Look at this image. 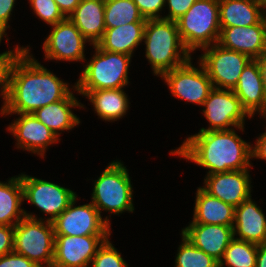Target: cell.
<instances>
[{
	"label": "cell",
	"mask_w": 266,
	"mask_h": 267,
	"mask_svg": "<svg viewBox=\"0 0 266 267\" xmlns=\"http://www.w3.org/2000/svg\"><path fill=\"white\" fill-rule=\"evenodd\" d=\"M108 236L110 235H55L52 267H89Z\"/></svg>",
	"instance_id": "4fadbf2b"
},
{
	"label": "cell",
	"mask_w": 266,
	"mask_h": 267,
	"mask_svg": "<svg viewBox=\"0 0 266 267\" xmlns=\"http://www.w3.org/2000/svg\"><path fill=\"white\" fill-rule=\"evenodd\" d=\"M143 40L146 44V58L155 75L162 76L191 58L181 41L176 21L147 19Z\"/></svg>",
	"instance_id": "3957f363"
},
{
	"label": "cell",
	"mask_w": 266,
	"mask_h": 267,
	"mask_svg": "<svg viewBox=\"0 0 266 267\" xmlns=\"http://www.w3.org/2000/svg\"><path fill=\"white\" fill-rule=\"evenodd\" d=\"M25 49L11 67L8 98L2 115L30 114L51 103L64 100L70 93L67 83L42 66Z\"/></svg>",
	"instance_id": "6da1fadb"
},
{
	"label": "cell",
	"mask_w": 266,
	"mask_h": 267,
	"mask_svg": "<svg viewBox=\"0 0 266 267\" xmlns=\"http://www.w3.org/2000/svg\"><path fill=\"white\" fill-rule=\"evenodd\" d=\"M233 91L251 117L256 111L266 117V86L259 59H252L244 68Z\"/></svg>",
	"instance_id": "2e32d148"
},
{
	"label": "cell",
	"mask_w": 266,
	"mask_h": 267,
	"mask_svg": "<svg viewBox=\"0 0 266 267\" xmlns=\"http://www.w3.org/2000/svg\"><path fill=\"white\" fill-rule=\"evenodd\" d=\"M52 31L43 43L45 58L66 61H84V45L88 41L66 17L53 25Z\"/></svg>",
	"instance_id": "5bb4252c"
},
{
	"label": "cell",
	"mask_w": 266,
	"mask_h": 267,
	"mask_svg": "<svg viewBox=\"0 0 266 267\" xmlns=\"http://www.w3.org/2000/svg\"><path fill=\"white\" fill-rule=\"evenodd\" d=\"M18 115L20 117L7 128L16 137L17 148H25L43 157L47 146L57 142L58 137L33 113Z\"/></svg>",
	"instance_id": "ac0fdd59"
},
{
	"label": "cell",
	"mask_w": 266,
	"mask_h": 267,
	"mask_svg": "<svg viewBox=\"0 0 266 267\" xmlns=\"http://www.w3.org/2000/svg\"><path fill=\"white\" fill-rule=\"evenodd\" d=\"M77 196L68 207L52 221L55 235L87 236L110 235L108 217L102 219L101 214L92 204L75 205Z\"/></svg>",
	"instance_id": "9c48e42d"
},
{
	"label": "cell",
	"mask_w": 266,
	"mask_h": 267,
	"mask_svg": "<svg viewBox=\"0 0 266 267\" xmlns=\"http://www.w3.org/2000/svg\"><path fill=\"white\" fill-rule=\"evenodd\" d=\"M176 23L181 41L190 53L218 43L219 0H197Z\"/></svg>",
	"instance_id": "277c9868"
},
{
	"label": "cell",
	"mask_w": 266,
	"mask_h": 267,
	"mask_svg": "<svg viewBox=\"0 0 266 267\" xmlns=\"http://www.w3.org/2000/svg\"><path fill=\"white\" fill-rule=\"evenodd\" d=\"M260 1V6H261V11H262V18L266 22V0H259Z\"/></svg>",
	"instance_id": "7bdbcfd3"
},
{
	"label": "cell",
	"mask_w": 266,
	"mask_h": 267,
	"mask_svg": "<svg viewBox=\"0 0 266 267\" xmlns=\"http://www.w3.org/2000/svg\"><path fill=\"white\" fill-rule=\"evenodd\" d=\"M146 22H133L115 28H106L96 45L109 52L132 56L134 49L143 41Z\"/></svg>",
	"instance_id": "cb8c5ba5"
},
{
	"label": "cell",
	"mask_w": 266,
	"mask_h": 267,
	"mask_svg": "<svg viewBox=\"0 0 266 267\" xmlns=\"http://www.w3.org/2000/svg\"><path fill=\"white\" fill-rule=\"evenodd\" d=\"M218 44L230 50L259 59L266 49V22L244 27H220Z\"/></svg>",
	"instance_id": "e0dca14e"
},
{
	"label": "cell",
	"mask_w": 266,
	"mask_h": 267,
	"mask_svg": "<svg viewBox=\"0 0 266 267\" xmlns=\"http://www.w3.org/2000/svg\"><path fill=\"white\" fill-rule=\"evenodd\" d=\"M23 199L30 201L42 212L50 214L47 221L57 218L77 196L74 191L52 182L21 174Z\"/></svg>",
	"instance_id": "7c38bea8"
},
{
	"label": "cell",
	"mask_w": 266,
	"mask_h": 267,
	"mask_svg": "<svg viewBox=\"0 0 266 267\" xmlns=\"http://www.w3.org/2000/svg\"><path fill=\"white\" fill-rule=\"evenodd\" d=\"M92 267H128L121 254L114 248L109 239L97 250L91 261Z\"/></svg>",
	"instance_id": "4dcf8cb0"
},
{
	"label": "cell",
	"mask_w": 266,
	"mask_h": 267,
	"mask_svg": "<svg viewBox=\"0 0 266 267\" xmlns=\"http://www.w3.org/2000/svg\"><path fill=\"white\" fill-rule=\"evenodd\" d=\"M196 1L197 0H165L169 5V14L162 18L176 21L184 15Z\"/></svg>",
	"instance_id": "e575fe53"
},
{
	"label": "cell",
	"mask_w": 266,
	"mask_h": 267,
	"mask_svg": "<svg viewBox=\"0 0 266 267\" xmlns=\"http://www.w3.org/2000/svg\"><path fill=\"white\" fill-rule=\"evenodd\" d=\"M259 206L251 197L235 207L233 235H239L238 240L256 245L266 244V218Z\"/></svg>",
	"instance_id": "ffe728a7"
},
{
	"label": "cell",
	"mask_w": 266,
	"mask_h": 267,
	"mask_svg": "<svg viewBox=\"0 0 266 267\" xmlns=\"http://www.w3.org/2000/svg\"><path fill=\"white\" fill-rule=\"evenodd\" d=\"M171 154L195 162L209 169L207 175L244 170L251 166V148L234 129L199 131Z\"/></svg>",
	"instance_id": "7a4b0ae2"
},
{
	"label": "cell",
	"mask_w": 266,
	"mask_h": 267,
	"mask_svg": "<svg viewBox=\"0 0 266 267\" xmlns=\"http://www.w3.org/2000/svg\"><path fill=\"white\" fill-rule=\"evenodd\" d=\"M105 28H115L133 22H146L133 0H105Z\"/></svg>",
	"instance_id": "83f0119b"
},
{
	"label": "cell",
	"mask_w": 266,
	"mask_h": 267,
	"mask_svg": "<svg viewBox=\"0 0 266 267\" xmlns=\"http://www.w3.org/2000/svg\"><path fill=\"white\" fill-rule=\"evenodd\" d=\"M95 54L85 66L74 88L76 91L120 89L128 84L130 55L109 52L93 45Z\"/></svg>",
	"instance_id": "5b68a950"
},
{
	"label": "cell",
	"mask_w": 266,
	"mask_h": 267,
	"mask_svg": "<svg viewBox=\"0 0 266 267\" xmlns=\"http://www.w3.org/2000/svg\"><path fill=\"white\" fill-rule=\"evenodd\" d=\"M191 63L190 58L181 66L165 72L161 78L165 80L173 96L203 105L214 86L202 64L199 63L198 69Z\"/></svg>",
	"instance_id": "30bf717a"
},
{
	"label": "cell",
	"mask_w": 266,
	"mask_h": 267,
	"mask_svg": "<svg viewBox=\"0 0 266 267\" xmlns=\"http://www.w3.org/2000/svg\"><path fill=\"white\" fill-rule=\"evenodd\" d=\"M104 8L105 0H81L69 16V19L92 45L102 38L106 30Z\"/></svg>",
	"instance_id": "44dd1931"
},
{
	"label": "cell",
	"mask_w": 266,
	"mask_h": 267,
	"mask_svg": "<svg viewBox=\"0 0 266 267\" xmlns=\"http://www.w3.org/2000/svg\"><path fill=\"white\" fill-rule=\"evenodd\" d=\"M37 219L25 211V217L14 226L13 251L27 257L39 267H52L55 233L52 222ZM46 223V224H45ZM44 262V263H43Z\"/></svg>",
	"instance_id": "8992f818"
},
{
	"label": "cell",
	"mask_w": 266,
	"mask_h": 267,
	"mask_svg": "<svg viewBox=\"0 0 266 267\" xmlns=\"http://www.w3.org/2000/svg\"><path fill=\"white\" fill-rule=\"evenodd\" d=\"M248 169L209 174L202 187L207 193L234 207L251 197Z\"/></svg>",
	"instance_id": "9a60e30c"
},
{
	"label": "cell",
	"mask_w": 266,
	"mask_h": 267,
	"mask_svg": "<svg viewBox=\"0 0 266 267\" xmlns=\"http://www.w3.org/2000/svg\"><path fill=\"white\" fill-rule=\"evenodd\" d=\"M15 1L16 0H0V42L3 35H7L5 31L9 28L8 20L13 11Z\"/></svg>",
	"instance_id": "74e56055"
},
{
	"label": "cell",
	"mask_w": 266,
	"mask_h": 267,
	"mask_svg": "<svg viewBox=\"0 0 266 267\" xmlns=\"http://www.w3.org/2000/svg\"><path fill=\"white\" fill-rule=\"evenodd\" d=\"M259 61L262 66L263 75L265 79V86H266V49L264 50L263 55L259 58Z\"/></svg>",
	"instance_id": "b9f144b4"
},
{
	"label": "cell",
	"mask_w": 266,
	"mask_h": 267,
	"mask_svg": "<svg viewBox=\"0 0 266 267\" xmlns=\"http://www.w3.org/2000/svg\"><path fill=\"white\" fill-rule=\"evenodd\" d=\"M202 50L206 52L199 58L200 63L214 88L234 90L242 71L252 59L246 54L226 49L218 43Z\"/></svg>",
	"instance_id": "ba28073f"
},
{
	"label": "cell",
	"mask_w": 266,
	"mask_h": 267,
	"mask_svg": "<svg viewBox=\"0 0 266 267\" xmlns=\"http://www.w3.org/2000/svg\"><path fill=\"white\" fill-rule=\"evenodd\" d=\"M22 201L21 175L10 178L8 183L0 182V225L15 226L25 217V210L20 208Z\"/></svg>",
	"instance_id": "4316f807"
},
{
	"label": "cell",
	"mask_w": 266,
	"mask_h": 267,
	"mask_svg": "<svg viewBox=\"0 0 266 267\" xmlns=\"http://www.w3.org/2000/svg\"><path fill=\"white\" fill-rule=\"evenodd\" d=\"M259 0H219L220 27H244L259 23Z\"/></svg>",
	"instance_id": "d4e9b609"
},
{
	"label": "cell",
	"mask_w": 266,
	"mask_h": 267,
	"mask_svg": "<svg viewBox=\"0 0 266 267\" xmlns=\"http://www.w3.org/2000/svg\"><path fill=\"white\" fill-rule=\"evenodd\" d=\"M34 13L47 24L53 26L66 17L54 0H29Z\"/></svg>",
	"instance_id": "1f68e13d"
},
{
	"label": "cell",
	"mask_w": 266,
	"mask_h": 267,
	"mask_svg": "<svg viewBox=\"0 0 266 267\" xmlns=\"http://www.w3.org/2000/svg\"><path fill=\"white\" fill-rule=\"evenodd\" d=\"M202 106L211 126L200 131L229 130L230 126L243 131L245 117L251 118L233 90L214 88Z\"/></svg>",
	"instance_id": "8fae6325"
},
{
	"label": "cell",
	"mask_w": 266,
	"mask_h": 267,
	"mask_svg": "<svg viewBox=\"0 0 266 267\" xmlns=\"http://www.w3.org/2000/svg\"><path fill=\"white\" fill-rule=\"evenodd\" d=\"M65 17H69L81 0H54Z\"/></svg>",
	"instance_id": "ab89813d"
},
{
	"label": "cell",
	"mask_w": 266,
	"mask_h": 267,
	"mask_svg": "<svg viewBox=\"0 0 266 267\" xmlns=\"http://www.w3.org/2000/svg\"><path fill=\"white\" fill-rule=\"evenodd\" d=\"M14 226L0 225V256L13 252Z\"/></svg>",
	"instance_id": "8d00e7d4"
},
{
	"label": "cell",
	"mask_w": 266,
	"mask_h": 267,
	"mask_svg": "<svg viewBox=\"0 0 266 267\" xmlns=\"http://www.w3.org/2000/svg\"><path fill=\"white\" fill-rule=\"evenodd\" d=\"M256 267H266V244L258 245Z\"/></svg>",
	"instance_id": "60d3db41"
},
{
	"label": "cell",
	"mask_w": 266,
	"mask_h": 267,
	"mask_svg": "<svg viewBox=\"0 0 266 267\" xmlns=\"http://www.w3.org/2000/svg\"><path fill=\"white\" fill-rule=\"evenodd\" d=\"M254 148H251L252 158H261L266 160V131L258 137Z\"/></svg>",
	"instance_id": "f35d334b"
},
{
	"label": "cell",
	"mask_w": 266,
	"mask_h": 267,
	"mask_svg": "<svg viewBox=\"0 0 266 267\" xmlns=\"http://www.w3.org/2000/svg\"><path fill=\"white\" fill-rule=\"evenodd\" d=\"M0 267H39L33 261L14 251L0 256Z\"/></svg>",
	"instance_id": "d590c367"
},
{
	"label": "cell",
	"mask_w": 266,
	"mask_h": 267,
	"mask_svg": "<svg viewBox=\"0 0 266 267\" xmlns=\"http://www.w3.org/2000/svg\"><path fill=\"white\" fill-rule=\"evenodd\" d=\"M77 92L88 97L97 115L105 121H116L129 107L128 96L122 88Z\"/></svg>",
	"instance_id": "484cf974"
},
{
	"label": "cell",
	"mask_w": 266,
	"mask_h": 267,
	"mask_svg": "<svg viewBox=\"0 0 266 267\" xmlns=\"http://www.w3.org/2000/svg\"><path fill=\"white\" fill-rule=\"evenodd\" d=\"M234 221V206L210 195L202 187L197 189L191 223L233 226Z\"/></svg>",
	"instance_id": "7402d4cb"
},
{
	"label": "cell",
	"mask_w": 266,
	"mask_h": 267,
	"mask_svg": "<svg viewBox=\"0 0 266 267\" xmlns=\"http://www.w3.org/2000/svg\"><path fill=\"white\" fill-rule=\"evenodd\" d=\"M181 234L218 262L222 260L225 249L234 238L233 226L202 223H190L182 229Z\"/></svg>",
	"instance_id": "d6986e66"
},
{
	"label": "cell",
	"mask_w": 266,
	"mask_h": 267,
	"mask_svg": "<svg viewBox=\"0 0 266 267\" xmlns=\"http://www.w3.org/2000/svg\"><path fill=\"white\" fill-rule=\"evenodd\" d=\"M133 190L127 168L120 161H113L95 180L91 203L101 213L119 214L134 211Z\"/></svg>",
	"instance_id": "52a82bcc"
},
{
	"label": "cell",
	"mask_w": 266,
	"mask_h": 267,
	"mask_svg": "<svg viewBox=\"0 0 266 267\" xmlns=\"http://www.w3.org/2000/svg\"><path fill=\"white\" fill-rule=\"evenodd\" d=\"M14 49V52L10 50L0 54V88H2L0 94L1 96H3L4 99V105L2 106L1 112H3L8 98L11 67L13 65L14 60L25 48H19V46L17 45V47Z\"/></svg>",
	"instance_id": "d6a6232c"
},
{
	"label": "cell",
	"mask_w": 266,
	"mask_h": 267,
	"mask_svg": "<svg viewBox=\"0 0 266 267\" xmlns=\"http://www.w3.org/2000/svg\"><path fill=\"white\" fill-rule=\"evenodd\" d=\"M133 1L137 5L140 14L145 19L162 18L159 15V11H161L162 7H164V4H166L165 0H133Z\"/></svg>",
	"instance_id": "836d02e7"
},
{
	"label": "cell",
	"mask_w": 266,
	"mask_h": 267,
	"mask_svg": "<svg viewBox=\"0 0 266 267\" xmlns=\"http://www.w3.org/2000/svg\"><path fill=\"white\" fill-rule=\"evenodd\" d=\"M182 243L175 259V267H219V262L197 248L182 234Z\"/></svg>",
	"instance_id": "f546056e"
},
{
	"label": "cell",
	"mask_w": 266,
	"mask_h": 267,
	"mask_svg": "<svg viewBox=\"0 0 266 267\" xmlns=\"http://www.w3.org/2000/svg\"><path fill=\"white\" fill-rule=\"evenodd\" d=\"M257 251L258 245L234 237L225 249L219 267L224 264L228 267H256Z\"/></svg>",
	"instance_id": "f1b7e54d"
},
{
	"label": "cell",
	"mask_w": 266,
	"mask_h": 267,
	"mask_svg": "<svg viewBox=\"0 0 266 267\" xmlns=\"http://www.w3.org/2000/svg\"><path fill=\"white\" fill-rule=\"evenodd\" d=\"M83 107L71 92L64 100L48 104L37 109L33 114L35 117L47 126L57 137L58 131L69 130L80 124L77 115L71 111L72 107Z\"/></svg>",
	"instance_id": "603a6c76"
}]
</instances>
